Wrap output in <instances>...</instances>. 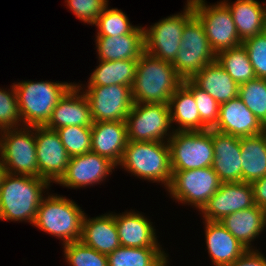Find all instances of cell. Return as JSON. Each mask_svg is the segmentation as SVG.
<instances>
[{
	"label": "cell",
	"mask_w": 266,
	"mask_h": 266,
	"mask_svg": "<svg viewBox=\"0 0 266 266\" xmlns=\"http://www.w3.org/2000/svg\"><path fill=\"white\" fill-rule=\"evenodd\" d=\"M228 266H266V257L258 249H248Z\"/></svg>",
	"instance_id": "obj_41"
},
{
	"label": "cell",
	"mask_w": 266,
	"mask_h": 266,
	"mask_svg": "<svg viewBox=\"0 0 266 266\" xmlns=\"http://www.w3.org/2000/svg\"><path fill=\"white\" fill-rule=\"evenodd\" d=\"M98 32L95 36H120L132 33L138 26H133L127 14L117 8L108 9V5L98 17L94 26Z\"/></svg>",
	"instance_id": "obj_34"
},
{
	"label": "cell",
	"mask_w": 266,
	"mask_h": 266,
	"mask_svg": "<svg viewBox=\"0 0 266 266\" xmlns=\"http://www.w3.org/2000/svg\"><path fill=\"white\" fill-rule=\"evenodd\" d=\"M98 60H138L145 52L144 28L120 36H96Z\"/></svg>",
	"instance_id": "obj_23"
},
{
	"label": "cell",
	"mask_w": 266,
	"mask_h": 266,
	"mask_svg": "<svg viewBox=\"0 0 266 266\" xmlns=\"http://www.w3.org/2000/svg\"><path fill=\"white\" fill-rule=\"evenodd\" d=\"M171 123H177L174 131H205L209 128L200 120L193 94L182 84L170 97Z\"/></svg>",
	"instance_id": "obj_28"
},
{
	"label": "cell",
	"mask_w": 266,
	"mask_h": 266,
	"mask_svg": "<svg viewBox=\"0 0 266 266\" xmlns=\"http://www.w3.org/2000/svg\"><path fill=\"white\" fill-rule=\"evenodd\" d=\"M182 82L171 62L144 52L138 59L131 88L133 102L168 104Z\"/></svg>",
	"instance_id": "obj_1"
},
{
	"label": "cell",
	"mask_w": 266,
	"mask_h": 266,
	"mask_svg": "<svg viewBox=\"0 0 266 266\" xmlns=\"http://www.w3.org/2000/svg\"><path fill=\"white\" fill-rule=\"evenodd\" d=\"M11 87L0 88V131L22 127L14 83Z\"/></svg>",
	"instance_id": "obj_38"
},
{
	"label": "cell",
	"mask_w": 266,
	"mask_h": 266,
	"mask_svg": "<svg viewBox=\"0 0 266 266\" xmlns=\"http://www.w3.org/2000/svg\"><path fill=\"white\" fill-rule=\"evenodd\" d=\"M50 183L40 177L7 174L0 187V220L34 224L37 210Z\"/></svg>",
	"instance_id": "obj_2"
},
{
	"label": "cell",
	"mask_w": 266,
	"mask_h": 266,
	"mask_svg": "<svg viewBox=\"0 0 266 266\" xmlns=\"http://www.w3.org/2000/svg\"><path fill=\"white\" fill-rule=\"evenodd\" d=\"M191 81L201 90L206 91L219 104L238 96L239 85L217 60L204 66Z\"/></svg>",
	"instance_id": "obj_26"
},
{
	"label": "cell",
	"mask_w": 266,
	"mask_h": 266,
	"mask_svg": "<svg viewBox=\"0 0 266 266\" xmlns=\"http://www.w3.org/2000/svg\"><path fill=\"white\" fill-rule=\"evenodd\" d=\"M255 206L251 183H221L200 210L203 220L220 221L226 215Z\"/></svg>",
	"instance_id": "obj_16"
},
{
	"label": "cell",
	"mask_w": 266,
	"mask_h": 266,
	"mask_svg": "<svg viewBox=\"0 0 266 266\" xmlns=\"http://www.w3.org/2000/svg\"><path fill=\"white\" fill-rule=\"evenodd\" d=\"M262 8H263V17H264V21H265V24H266V4L264 2L262 4Z\"/></svg>",
	"instance_id": "obj_44"
},
{
	"label": "cell",
	"mask_w": 266,
	"mask_h": 266,
	"mask_svg": "<svg viewBox=\"0 0 266 266\" xmlns=\"http://www.w3.org/2000/svg\"><path fill=\"white\" fill-rule=\"evenodd\" d=\"M221 223L245 248L251 245L266 227V211L255 205L223 217Z\"/></svg>",
	"instance_id": "obj_24"
},
{
	"label": "cell",
	"mask_w": 266,
	"mask_h": 266,
	"mask_svg": "<svg viewBox=\"0 0 266 266\" xmlns=\"http://www.w3.org/2000/svg\"><path fill=\"white\" fill-rule=\"evenodd\" d=\"M117 165L110 159L92 151L70 157L68 168L56 183L68 188H80L100 184Z\"/></svg>",
	"instance_id": "obj_15"
},
{
	"label": "cell",
	"mask_w": 266,
	"mask_h": 266,
	"mask_svg": "<svg viewBox=\"0 0 266 266\" xmlns=\"http://www.w3.org/2000/svg\"><path fill=\"white\" fill-rule=\"evenodd\" d=\"M216 60L238 85L256 78L248 52L243 44L219 52L216 55Z\"/></svg>",
	"instance_id": "obj_32"
},
{
	"label": "cell",
	"mask_w": 266,
	"mask_h": 266,
	"mask_svg": "<svg viewBox=\"0 0 266 266\" xmlns=\"http://www.w3.org/2000/svg\"><path fill=\"white\" fill-rule=\"evenodd\" d=\"M248 52L256 78L266 79V31L242 42Z\"/></svg>",
	"instance_id": "obj_39"
},
{
	"label": "cell",
	"mask_w": 266,
	"mask_h": 266,
	"mask_svg": "<svg viewBox=\"0 0 266 266\" xmlns=\"http://www.w3.org/2000/svg\"><path fill=\"white\" fill-rule=\"evenodd\" d=\"M221 181L212 166L193 170L172 171L167 188L171 198L191 205L199 211L219 189Z\"/></svg>",
	"instance_id": "obj_11"
},
{
	"label": "cell",
	"mask_w": 266,
	"mask_h": 266,
	"mask_svg": "<svg viewBox=\"0 0 266 266\" xmlns=\"http://www.w3.org/2000/svg\"><path fill=\"white\" fill-rule=\"evenodd\" d=\"M212 129L240 138L266 131V127L238 96L220 104L219 118Z\"/></svg>",
	"instance_id": "obj_17"
},
{
	"label": "cell",
	"mask_w": 266,
	"mask_h": 266,
	"mask_svg": "<svg viewBox=\"0 0 266 266\" xmlns=\"http://www.w3.org/2000/svg\"><path fill=\"white\" fill-rule=\"evenodd\" d=\"M230 10L237 28L238 36L243 42L248 38L266 31L263 8L257 0L222 1Z\"/></svg>",
	"instance_id": "obj_27"
},
{
	"label": "cell",
	"mask_w": 266,
	"mask_h": 266,
	"mask_svg": "<svg viewBox=\"0 0 266 266\" xmlns=\"http://www.w3.org/2000/svg\"><path fill=\"white\" fill-rule=\"evenodd\" d=\"M69 266H108L107 255L85 245L81 240L63 245Z\"/></svg>",
	"instance_id": "obj_35"
},
{
	"label": "cell",
	"mask_w": 266,
	"mask_h": 266,
	"mask_svg": "<svg viewBox=\"0 0 266 266\" xmlns=\"http://www.w3.org/2000/svg\"><path fill=\"white\" fill-rule=\"evenodd\" d=\"M126 212V213H125ZM113 214L121 246L133 248H162L152 222L134 211Z\"/></svg>",
	"instance_id": "obj_21"
},
{
	"label": "cell",
	"mask_w": 266,
	"mask_h": 266,
	"mask_svg": "<svg viewBox=\"0 0 266 266\" xmlns=\"http://www.w3.org/2000/svg\"><path fill=\"white\" fill-rule=\"evenodd\" d=\"M91 151L118 165L128 143L126 123L122 121L93 122Z\"/></svg>",
	"instance_id": "obj_20"
},
{
	"label": "cell",
	"mask_w": 266,
	"mask_h": 266,
	"mask_svg": "<svg viewBox=\"0 0 266 266\" xmlns=\"http://www.w3.org/2000/svg\"><path fill=\"white\" fill-rule=\"evenodd\" d=\"M69 10L84 23L94 25L108 5V0H65Z\"/></svg>",
	"instance_id": "obj_40"
},
{
	"label": "cell",
	"mask_w": 266,
	"mask_h": 266,
	"mask_svg": "<svg viewBox=\"0 0 266 266\" xmlns=\"http://www.w3.org/2000/svg\"><path fill=\"white\" fill-rule=\"evenodd\" d=\"M215 60L216 54L209 45L203 25L194 15L183 28L181 46L172 65L182 80H191Z\"/></svg>",
	"instance_id": "obj_8"
},
{
	"label": "cell",
	"mask_w": 266,
	"mask_h": 266,
	"mask_svg": "<svg viewBox=\"0 0 266 266\" xmlns=\"http://www.w3.org/2000/svg\"><path fill=\"white\" fill-rule=\"evenodd\" d=\"M81 241L96 251L108 255L119 248L120 242L112 213L88 218L85 214Z\"/></svg>",
	"instance_id": "obj_25"
},
{
	"label": "cell",
	"mask_w": 266,
	"mask_h": 266,
	"mask_svg": "<svg viewBox=\"0 0 266 266\" xmlns=\"http://www.w3.org/2000/svg\"><path fill=\"white\" fill-rule=\"evenodd\" d=\"M162 248H133L120 246L107 255L108 266H168Z\"/></svg>",
	"instance_id": "obj_31"
},
{
	"label": "cell",
	"mask_w": 266,
	"mask_h": 266,
	"mask_svg": "<svg viewBox=\"0 0 266 266\" xmlns=\"http://www.w3.org/2000/svg\"><path fill=\"white\" fill-rule=\"evenodd\" d=\"M168 144L172 171L199 169L213 164L212 129L174 131Z\"/></svg>",
	"instance_id": "obj_6"
},
{
	"label": "cell",
	"mask_w": 266,
	"mask_h": 266,
	"mask_svg": "<svg viewBox=\"0 0 266 266\" xmlns=\"http://www.w3.org/2000/svg\"><path fill=\"white\" fill-rule=\"evenodd\" d=\"M187 1L203 25L209 45L216 55L242 44L232 14L222 1L210 6L205 0Z\"/></svg>",
	"instance_id": "obj_10"
},
{
	"label": "cell",
	"mask_w": 266,
	"mask_h": 266,
	"mask_svg": "<svg viewBox=\"0 0 266 266\" xmlns=\"http://www.w3.org/2000/svg\"><path fill=\"white\" fill-rule=\"evenodd\" d=\"M84 217V211L73 200L50 194L42 199L33 225L60 238L64 245L81 240Z\"/></svg>",
	"instance_id": "obj_5"
},
{
	"label": "cell",
	"mask_w": 266,
	"mask_h": 266,
	"mask_svg": "<svg viewBox=\"0 0 266 266\" xmlns=\"http://www.w3.org/2000/svg\"><path fill=\"white\" fill-rule=\"evenodd\" d=\"M238 97L266 127V79L255 78L239 85Z\"/></svg>",
	"instance_id": "obj_33"
},
{
	"label": "cell",
	"mask_w": 266,
	"mask_h": 266,
	"mask_svg": "<svg viewBox=\"0 0 266 266\" xmlns=\"http://www.w3.org/2000/svg\"><path fill=\"white\" fill-rule=\"evenodd\" d=\"M117 166H122L124 170L140 179L162 183L166 189L171 183L172 169L168 142L128 141Z\"/></svg>",
	"instance_id": "obj_4"
},
{
	"label": "cell",
	"mask_w": 266,
	"mask_h": 266,
	"mask_svg": "<svg viewBox=\"0 0 266 266\" xmlns=\"http://www.w3.org/2000/svg\"><path fill=\"white\" fill-rule=\"evenodd\" d=\"M38 177L57 183L68 168L70 156L55 130L35 126Z\"/></svg>",
	"instance_id": "obj_14"
},
{
	"label": "cell",
	"mask_w": 266,
	"mask_h": 266,
	"mask_svg": "<svg viewBox=\"0 0 266 266\" xmlns=\"http://www.w3.org/2000/svg\"><path fill=\"white\" fill-rule=\"evenodd\" d=\"M56 132L70 157L91 151V127L65 126Z\"/></svg>",
	"instance_id": "obj_36"
},
{
	"label": "cell",
	"mask_w": 266,
	"mask_h": 266,
	"mask_svg": "<svg viewBox=\"0 0 266 266\" xmlns=\"http://www.w3.org/2000/svg\"><path fill=\"white\" fill-rule=\"evenodd\" d=\"M125 123L128 141L168 142L174 133L169 131L172 126L169 104L133 103Z\"/></svg>",
	"instance_id": "obj_9"
},
{
	"label": "cell",
	"mask_w": 266,
	"mask_h": 266,
	"mask_svg": "<svg viewBox=\"0 0 266 266\" xmlns=\"http://www.w3.org/2000/svg\"><path fill=\"white\" fill-rule=\"evenodd\" d=\"M255 205L266 211V176L251 183Z\"/></svg>",
	"instance_id": "obj_42"
},
{
	"label": "cell",
	"mask_w": 266,
	"mask_h": 266,
	"mask_svg": "<svg viewBox=\"0 0 266 266\" xmlns=\"http://www.w3.org/2000/svg\"><path fill=\"white\" fill-rule=\"evenodd\" d=\"M74 84L29 80L14 84L22 125L45 126L59 100Z\"/></svg>",
	"instance_id": "obj_3"
},
{
	"label": "cell",
	"mask_w": 266,
	"mask_h": 266,
	"mask_svg": "<svg viewBox=\"0 0 266 266\" xmlns=\"http://www.w3.org/2000/svg\"><path fill=\"white\" fill-rule=\"evenodd\" d=\"M242 182L252 183L266 176V131L240 138Z\"/></svg>",
	"instance_id": "obj_29"
},
{
	"label": "cell",
	"mask_w": 266,
	"mask_h": 266,
	"mask_svg": "<svg viewBox=\"0 0 266 266\" xmlns=\"http://www.w3.org/2000/svg\"><path fill=\"white\" fill-rule=\"evenodd\" d=\"M0 157L9 174L38 177L35 126L0 131Z\"/></svg>",
	"instance_id": "obj_7"
},
{
	"label": "cell",
	"mask_w": 266,
	"mask_h": 266,
	"mask_svg": "<svg viewBox=\"0 0 266 266\" xmlns=\"http://www.w3.org/2000/svg\"><path fill=\"white\" fill-rule=\"evenodd\" d=\"M8 174L4 163L2 162V159L0 157V187L4 181L5 176Z\"/></svg>",
	"instance_id": "obj_43"
},
{
	"label": "cell",
	"mask_w": 266,
	"mask_h": 266,
	"mask_svg": "<svg viewBox=\"0 0 266 266\" xmlns=\"http://www.w3.org/2000/svg\"><path fill=\"white\" fill-rule=\"evenodd\" d=\"M214 159L212 168L221 183L242 182L240 137L212 129Z\"/></svg>",
	"instance_id": "obj_18"
},
{
	"label": "cell",
	"mask_w": 266,
	"mask_h": 266,
	"mask_svg": "<svg viewBox=\"0 0 266 266\" xmlns=\"http://www.w3.org/2000/svg\"><path fill=\"white\" fill-rule=\"evenodd\" d=\"M182 84L193 94L200 114V120L212 129L219 118L220 104L206 91L201 90L191 80H183Z\"/></svg>",
	"instance_id": "obj_37"
},
{
	"label": "cell",
	"mask_w": 266,
	"mask_h": 266,
	"mask_svg": "<svg viewBox=\"0 0 266 266\" xmlns=\"http://www.w3.org/2000/svg\"><path fill=\"white\" fill-rule=\"evenodd\" d=\"M85 94L93 122H125L133 106L131 87L125 85L87 86L84 89L76 84Z\"/></svg>",
	"instance_id": "obj_13"
},
{
	"label": "cell",
	"mask_w": 266,
	"mask_h": 266,
	"mask_svg": "<svg viewBox=\"0 0 266 266\" xmlns=\"http://www.w3.org/2000/svg\"><path fill=\"white\" fill-rule=\"evenodd\" d=\"M92 125L89 102L75 83L59 100L45 127L56 131L65 126L91 127Z\"/></svg>",
	"instance_id": "obj_19"
},
{
	"label": "cell",
	"mask_w": 266,
	"mask_h": 266,
	"mask_svg": "<svg viewBox=\"0 0 266 266\" xmlns=\"http://www.w3.org/2000/svg\"><path fill=\"white\" fill-rule=\"evenodd\" d=\"M203 223L206 248L214 266H228L247 251L219 221L204 220Z\"/></svg>",
	"instance_id": "obj_22"
},
{
	"label": "cell",
	"mask_w": 266,
	"mask_h": 266,
	"mask_svg": "<svg viewBox=\"0 0 266 266\" xmlns=\"http://www.w3.org/2000/svg\"><path fill=\"white\" fill-rule=\"evenodd\" d=\"M193 16V7L187 1L182 13L163 18L149 28L143 27L145 52L172 63L181 46L183 28Z\"/></svg>",
	"instance_id": "obj_12"
},
{
	"label": "cell",
	"mask_w": 266,
	"mask_h": 266,
	"mask_svg": "<svg viewBox=\"0 0 266 266\" xmlns=\"http://www.w3.org/2000/svg\"><path fill=\"white\" fill-rule=\"evenodd\" d=\"M138 60H99L87 86L125 85L132 88Z\"/></svg>",
	"instance_id": "obj_30"
}]
</instances>
